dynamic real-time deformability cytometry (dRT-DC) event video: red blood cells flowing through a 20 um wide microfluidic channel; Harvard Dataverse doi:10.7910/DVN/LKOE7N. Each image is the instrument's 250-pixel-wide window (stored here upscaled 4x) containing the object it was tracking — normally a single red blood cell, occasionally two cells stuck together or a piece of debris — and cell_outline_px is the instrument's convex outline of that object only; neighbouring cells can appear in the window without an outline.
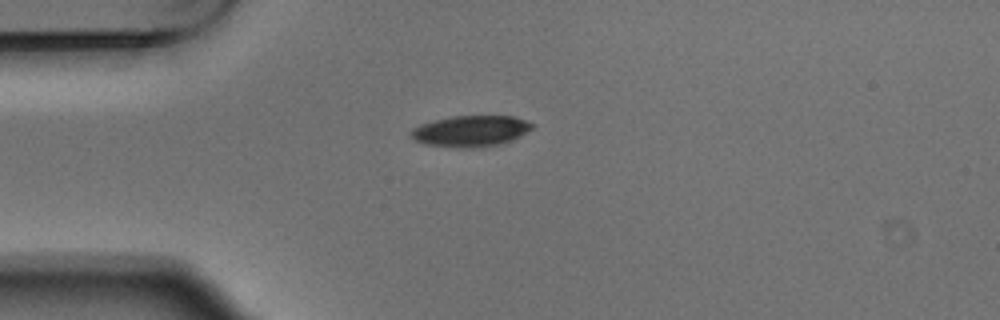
{"species": "Egyptian fruit bat (a non-hibernating species)", "species_latin": "Rousettus aegyptiacus", "temperature_condition": "warm", "stored_images_in_passage": 3, "camera_frame_rate_fps": 3000, "um_per_image_px": 0.085, "animal": {"sex": "male"}, "frame": {"image": 1, "passage_image": 1, "time_ms": 0.0, "image_size_px": [1000, 320], "cell_outline_px": [[536, 124], [532, 128], [500, 144], [472, 148], [460, 148], [428, 144], [412, 140], [408, 132], [412, 128], [420, 124], [452, 116], [512, 116]], "centroid_in_image_um": [39.93, 11.13], "position_along_channel_um": 45.1, "area_um2": 21.68}}
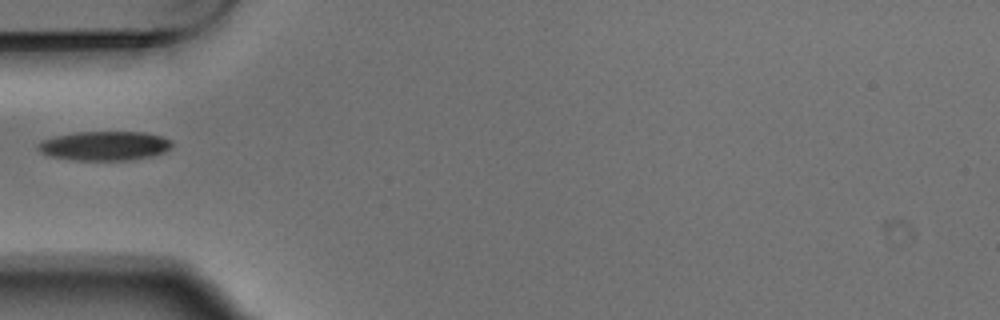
{"frame": {"image": 2, "passage_image": 2, "time_ms": 0.333, "image_size_px": [1000, 320], "cell_outline_px": [[172, 148], [164, 152], [152, 156], [132, 160], [72, 160], [52, 156], [40, 152], [36, 148], [36, 144], [44, 140], [56, 136], [72, 132], [144, 132], [160, 136], [172, 140]], "centroid_in_image_um": [8.9, 12.4], "position_along_channel_um": 76.1, "area_um2": 22.95}}
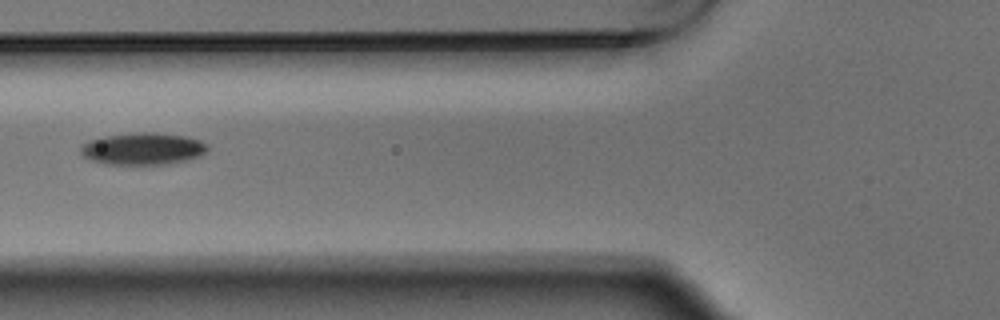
{"frame": {"image": 3, "passage_image": 3, "time_ms": 0.667, "image_size_px": [1000, 320], "cell_outline_px": [[208, 148], [200, 156], [168, 164], [104, 164], [92, 160], [84, 156], [80, 152], [80, 148], [84, 144], [92, 140], [104, 136], [140, 132], [148, 132], [184, 136], [200, 140], [208, 144]], "centroid_in_image_um": [12.15, 12.65], "position_along_channel_um": 113.7, "area_um2": 23.35}}